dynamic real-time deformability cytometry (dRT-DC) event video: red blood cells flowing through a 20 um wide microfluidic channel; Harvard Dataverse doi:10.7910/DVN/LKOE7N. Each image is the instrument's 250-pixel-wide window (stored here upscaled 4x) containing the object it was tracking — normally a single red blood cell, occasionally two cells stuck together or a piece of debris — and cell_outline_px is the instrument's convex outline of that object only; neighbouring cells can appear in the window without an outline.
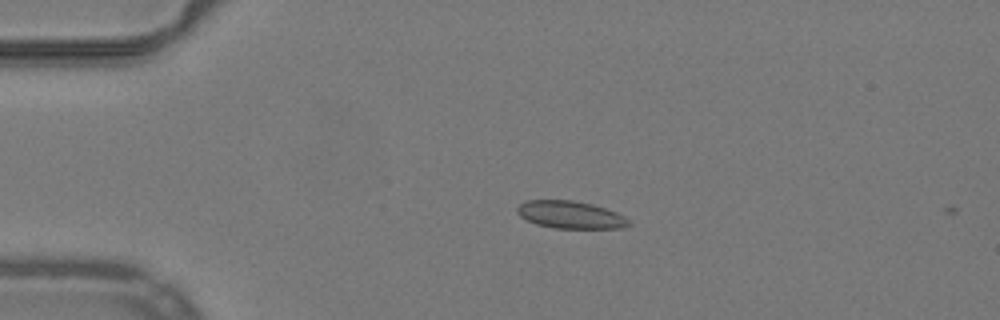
{"species": "common noctule bat (a hibernating species)", "species_latin": "Nyctalus noctula", "temperature_condition": "warm", "stored_images_in_passage": 2, "camera_frame_rate_fps": 3000, "um_per_image_px": 0.085, "animal": {"sex": "male", "body_mass_g": 19.2, "forearm_length_mm": 51.8}, "frame": {"image": 1, "passage_image": 1, "time_ms": 0.0, "image_size_px": [1000, 320], "cell_outline_px": [[632, 224], [624, 228], [552, 228], [536, 224], [520, 216], [516, 212], [516, 208], [524, 200], [572, 200], [592, 204], [616, 212], [624, 216]], "centroid_in_image_um": [48.47, 18.25], "position_along_channel_um": 36.5, "area_um2": 17.92}}